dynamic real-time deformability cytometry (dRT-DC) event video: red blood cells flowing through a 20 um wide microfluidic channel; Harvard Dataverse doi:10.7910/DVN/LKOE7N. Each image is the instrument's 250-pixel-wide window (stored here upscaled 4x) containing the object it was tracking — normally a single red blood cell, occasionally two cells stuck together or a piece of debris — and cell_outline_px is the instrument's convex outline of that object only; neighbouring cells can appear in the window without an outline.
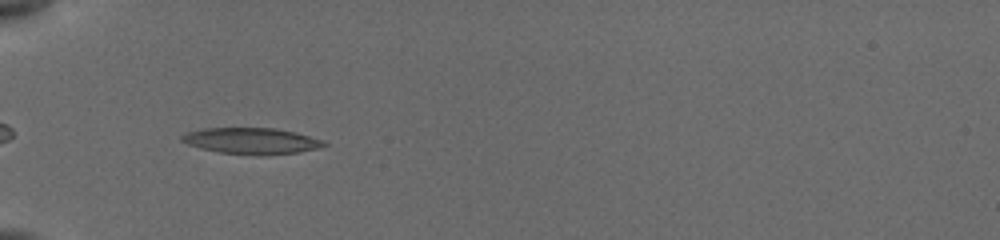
{"species": "common noctule bat (a hibernating species)", "species_latin": "Nyctalus noctula", "temperature_condition": "cold", "stored_images_in_passage": 35, "camera_frame_rate_fps": 3000, "um_per_image_px": 0.085, "animal": {"sex": "female", "body_mass_g": 19.5, "forearm_length_mm": 54.1}, "frame": {"image": 1, "passage_image": 5, "time_ms": 0.667, "image_size_px": [1000, 240], "cell_outline_px": [[328, 144], [316, 148], [300, 152], [260, 156], [220, 152], [200, 148], [188, 144], [180, 140], [180, 136], [188, 132], [204, 128], [276, 128], [324, 140]], "centroid_in_image_um": [21.36, 11.98], "position_along_channel_um": 63.6, "area_um2": 21.62}}
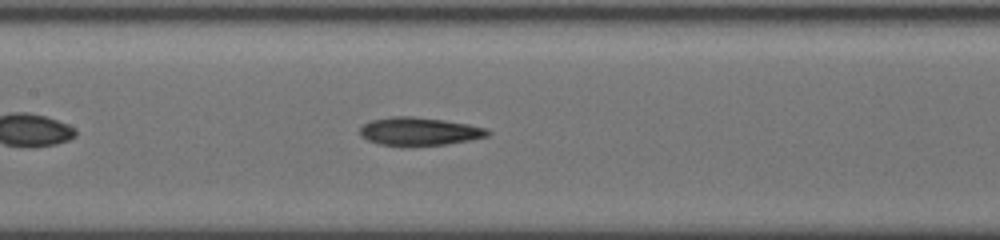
{"frame": {"image": 2, "passage_image": 18, "time_ms": 3.667, "image_size_px": [1000, 240], "cell_outline_px": [[492, 132], [488, 136], [468, 140], [444, 144], [412, 148], [380, 144], [368, 140], [360, 136], [360, 128], [364, 124], [372, 120], [392, 116], [412, 116], [444, 120], [468, 124], [488, 128]], "centroid_in_image_um": [35.64, 11.19], "position_along_channel_um": 171.8, "area_um2": 21.33}}
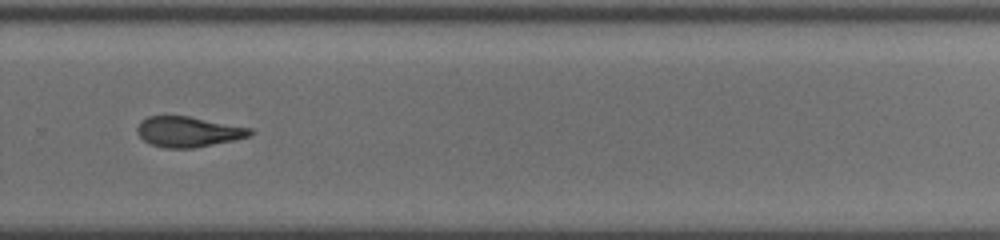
{"frame": {"image": 3, "passage_image": 33, "time_ms": 7.333, "image_size_px": [1000, 240], "cell_outline_px": [[252, 132], [248, 136], [232, 140], [192, 148], [164, 148], [152, 144], [144, 140], [136, 132], [136, 128], [140, 120], [148, 116], [188, 116], [252, 128]], "centroid_in_image_um": [15.94, 11.19], "position_along_channel_um": 313.9, "area_um2": 19.77}}